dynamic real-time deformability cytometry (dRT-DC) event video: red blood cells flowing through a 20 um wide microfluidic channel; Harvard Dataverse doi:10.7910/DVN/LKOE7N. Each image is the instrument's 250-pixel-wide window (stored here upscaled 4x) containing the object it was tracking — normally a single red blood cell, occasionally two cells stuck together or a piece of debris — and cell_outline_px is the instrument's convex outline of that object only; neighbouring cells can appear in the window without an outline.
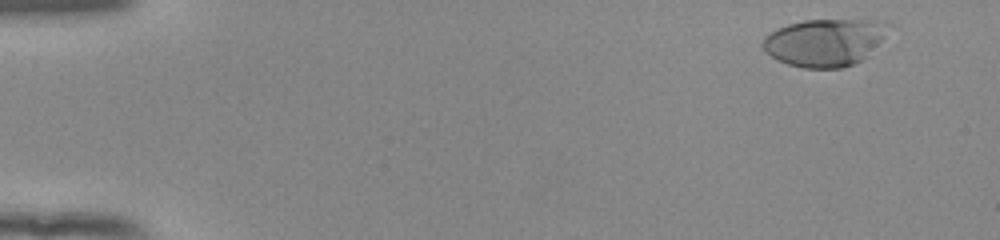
{"species": "human", "species_latin": "Homo sapiens", "temperature_condition": "room temperature", "stored_images_in_passage": 54, "camera_frame_rate_fps": 3000, "um_per_image_px": 0.085, "donor": {"sex": "female"}, "frame": {"image": 1, "passage_image": 4, "time_ms": 1.0, "image_size_px": [1000, 240], "cell_outline_px": [[888, 24], [880, 40], [864, 60], [840, 68], [804, 68], [788, 64], [764, 52], [760, 44], [764, 36], [776, 28], [788, 24], [804, 20], [880, 20]], "centroid_in_image_um": [70.03, 3.6], "position_along_channel_um": 15.0, "area_um2": 34.51}}
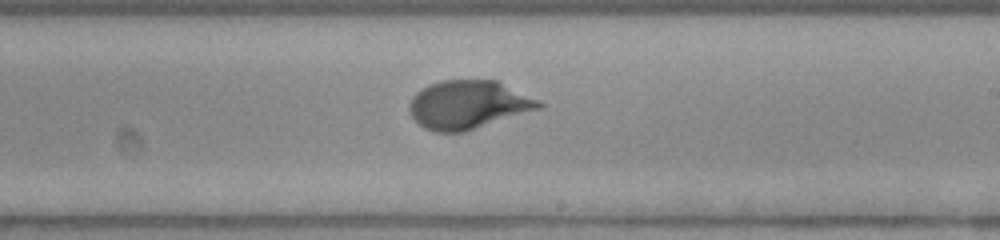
{"frame": {"image": 2, "passage_image": 33, "time_ms": 10.667, "image_size_px": [1000, 240], "cell_outline_px": [[544, 108], [464, 132], [432, 132], [424, 128], [412, 116], [408, 108], [408, 104], [412, 96], [416, 92], [428, 84], [440, 80], [496, 80], [540, 100], [544, 104]], "centroid_in_image_um": [39.81, 8.9], "position_along_channel_um": 249.2, "area_um2": 36.93}}
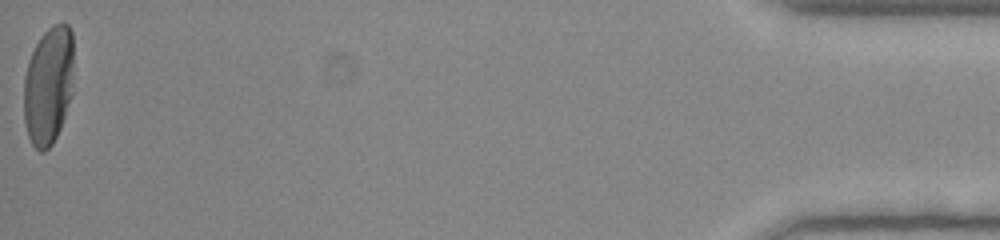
{"frame": {"image": 3, "passage_image": 54, "time_ms": 17.667, "image_size_px": [1000, 240], "cell_outline_px": [[72, 96], [60, 128], [52, 144], [44, 152], [40, 152], [32, 144], [28, 136], [24, 124], [24, 76], [28, 60], [40, 36], [52, 24], [68, 24], [72, 32]], "centroid_in_image_um": [4.1, 7.27], "position_along_channel_um": 431.1, "area_um2": 34.56}, "authors_computed_cell_mechanics": {"area_um2": 34.2465, "velocity_mm_per_s": 3.8638, "shape_relaxation_time_tau1_ms": 4.408, "shape_relaxation_time_tau2_ms": null, "deformation_change_tau1": 0.206, "deformation_change_tau2": null}}